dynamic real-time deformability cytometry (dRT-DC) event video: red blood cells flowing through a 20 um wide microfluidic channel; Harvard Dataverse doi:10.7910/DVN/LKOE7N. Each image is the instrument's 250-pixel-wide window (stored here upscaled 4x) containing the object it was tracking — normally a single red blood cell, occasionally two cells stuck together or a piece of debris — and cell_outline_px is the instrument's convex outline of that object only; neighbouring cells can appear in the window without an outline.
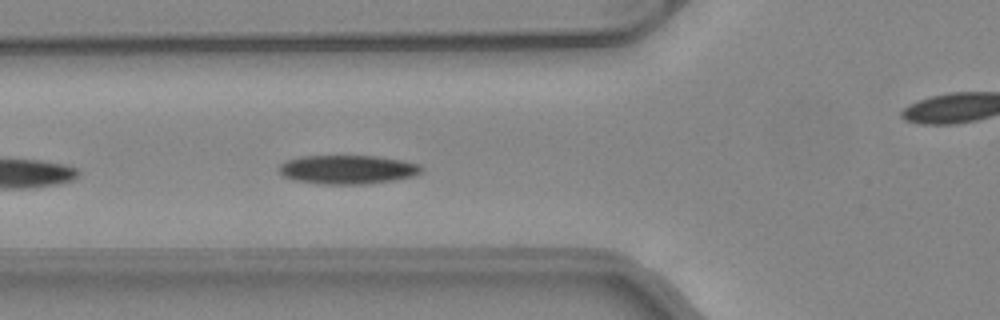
{"species": "common noctule bat (a hibernating species)", "species_latin": "Nyctalus noctula", "temperature_condition": "warm", "stored_images_in_passage": 8, "camera_frame_rate_fps": 3000, "um_per_image_px": 0.085, "animal": {"sex": "female", "body_mass_g": 24.6, "forearm_length_mm": 56.2}, "frame": {"image": 1, "passage_image": 3, "time_ms": 0.667, "image_size_px": [1000, 320], "cell_outline_px": [[424, 168], [416, 176], [392, 180], [364, 184], [320, 184], [292, 180], [284, 176], [276, 168], [280, 164], [288, 160], [300, 156], [376, 156], [400, 160], [420, 164]], "centroid_in_image_um": [29.52, 14.41], "position_along_channel_um": 96.3, "area_um2": 24.04}}